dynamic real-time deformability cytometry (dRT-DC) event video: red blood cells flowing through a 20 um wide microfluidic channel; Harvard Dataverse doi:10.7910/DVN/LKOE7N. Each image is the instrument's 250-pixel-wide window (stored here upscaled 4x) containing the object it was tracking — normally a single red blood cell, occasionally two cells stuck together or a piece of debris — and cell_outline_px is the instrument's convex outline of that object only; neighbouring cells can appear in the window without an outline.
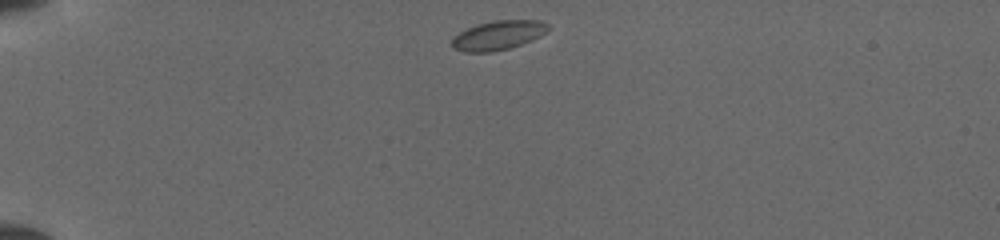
{"species": "common noctule bat (a hibernating species)", "species_latin": "Nyctalus noctula", "temperature_condition": "cold", "stored_images_in_passage": 36, "camera_frame_rate_fps": 3000, "um_per_image_px": 0.085, "animal": {"sex": "female", "body_mass_g": 19.5, "forearm_length_mm": 54.1}, "frame": {"image": 1, "passage_image": 1, "time_ms": 0.0, "image_size_px": [1000, 240], "cell_outline_px": [[548, 28], [540, 36], [532, 40], [508, 48], [492, 52], [464, 52], [456, 48], [452, 44], [452, 40], [460, 32], [468, 28], [480, 24], [496, 20], [536, 20], [548, 24]], "centroid_in_image_um": [42.35, 3.0], "position_along_channel_um": 42.6, "area_um2": 15.9}}
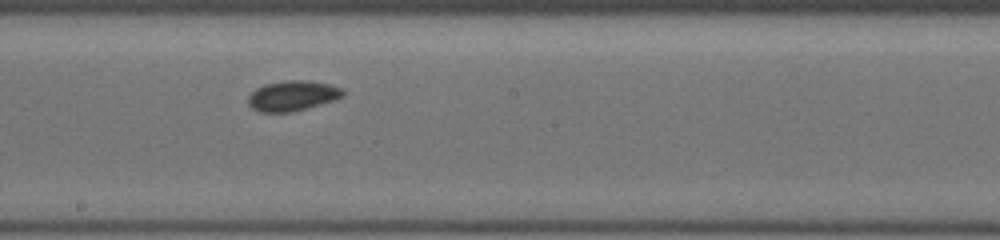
{"frame": {"image": 2, "passage_image": 14, "time_ms": 5.667, "image_size_px": [1000, 240], "cell_outline_px": [[344, 96], [332, 100], [292, 112], [260, 112], [252, 108], [248, 104], [248, 100], [252, 92], [268, 84], [288, 80], [304, 80], [328, 84], [340, 88], [344, 92]], "centroid_in_image_um": [24.86, 8.15], "position_along_channel_um": 223.3, "area_um2": 16.13}}
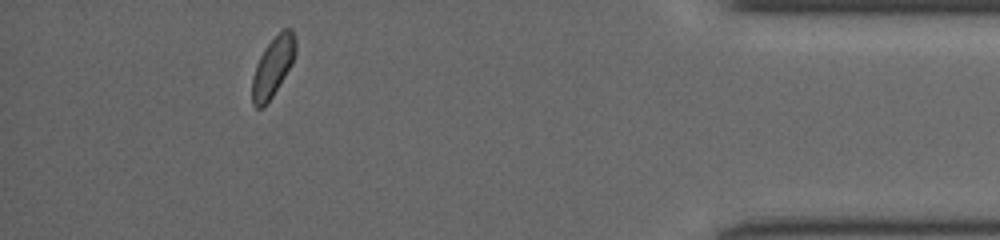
{"frame": {"image": 3, "passage_image": 28, "time_ms": 11.333, "image_size_px": [1000, 240], "cell_outline_px": [[296, 52], [292, 64], [272, 96], [264, 108], [256, 108], [252, 104], [252, 76], [256, 64], [264, 48], [284, 28], [292, 28], [296, 40]], "centroid_in_image_um": [23.19, 5.69], "position_along_channel_um": 412.0, "area_um2": 15.09}}